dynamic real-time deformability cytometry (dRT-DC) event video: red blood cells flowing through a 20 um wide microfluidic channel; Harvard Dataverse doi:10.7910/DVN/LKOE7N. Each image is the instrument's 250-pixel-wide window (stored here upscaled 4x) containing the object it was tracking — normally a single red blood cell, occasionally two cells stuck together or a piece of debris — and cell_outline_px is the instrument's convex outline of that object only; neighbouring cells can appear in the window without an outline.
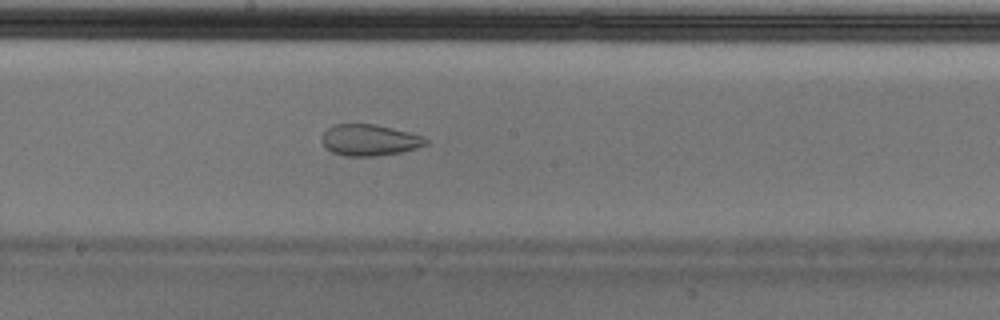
{"species": "Egyptian fruit bat (a non-hibernating species)", "species_latin": "Rousettus aegyptiacus", "temperature_condition": "cold", "stored_images_in_passage": 33, "camera_frame_rate_fps": 3000, "um_per_image_px": 0.085, "animal": {"sex": "male"}, "frame": {"image": 1, "passage_image": 15, "time_ms": 4.667, "image_size_px": [1000, 320], "cell_outline_px": [[428, 144], [416, 148], [400, 152], [376, 156], [344, 156], [332, 152], [320, 140], [324, 132], [332, 124], [376, 124], [424, 136], [428, 140]], "centroid_in_image_um": [31.4, 11.9], "position_along_channel_um": 216.8, "area_um2": 18.96}, "authors_computed_cell_mechanics": {"area_um2": 21.2126, "velocity_mm_per_s": 3.6761, "shape_relaxation_time_tau1_ms": null, "shape_relaxation_time_tau2_ms": 1.6805, "deformation_change_tau1": null, "deformation_change_tau2": 0.0751}}